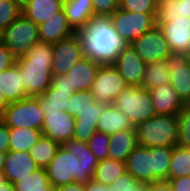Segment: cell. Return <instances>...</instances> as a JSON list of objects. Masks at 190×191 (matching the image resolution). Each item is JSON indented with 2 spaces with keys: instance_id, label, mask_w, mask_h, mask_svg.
Returning a JSON list of instances; mask_svg holds the SVG:
<instances>
[{
  "instance_id": "1",
  "label": "cell",
  "mask_w": 190,
  "mask_h": 191,
  "mask_svg": "<svg viewBox=\"0 0 190 191\" xmlns=\"http://www.w3.org/2000/svg\"><path fill=\"white\" fill-rule=\"evenodd\" d=\"M84 57L101 65L113 64L127 45L116 32L110 16L95 15L78 31Z\"/></svg>"
},
{
  "instance_id": "2",
  "label": "cell",
  "mask_w": 190,
  "mask_h": 191,
  "mask_svg": "<svg viewBox=\"0 0 190 191\" xmlns=\"http://www.w3.org/2000/svg\"><path fill=\"white\" fill-rule=\"evenodd\" d=\"M21 69L27 96L42 95L51 84L53 44L37 42L27 54L16 60Z\"/></svg>"
},
{
  "instance_id": "3",
  "label": "cell",
  "mask_w": 190,
  "mask_h": 191,
  "mask_svg": "<svg viewBox=\"0 0 190 191\" xmlns=\"http://www.w3.org/2000/svg\"><path fill=\"white\" fill-rule=\"evenodd\" d=\"M137 145L147 148L178 145L177 115H154L135 126Z\"/></svg>"
},
{
  "instance_id": "4",
  "label": "cell",
  "mask_w": 190,
  "mask_h": 191,
  "mask_svg": "<svg viewBox=\"0 0 190 191\" xmlns=\"http://www.w3.org/2000/svg\"><path fill=\"white\" fill-rule=\"evenodd\" d=\"M44 116L38 97L28 96L9 103L0 115V119L9 128L27 127L42 130Z\"/></svg>"
},
{
  "instance_id": "5",
  "label": "cell",
  "mask_w": 190,
  "mask_h": 191,
  "mask_svg": "<svg viewBox=\"0 0 190 191\" xmlns=\"http://www.w3.org/2000/svg\"><path fill=\"white\" fill-rule=\"evenodd\" d=\"M1 40L13 56L19 59L40 41L38 25L21 14L1 33Z\"/></svg>"
},
{
  "instance_id": "6",
  "label": "cell",
  "mask_w": 190,
  "mask_h": 191,
  "mask_svg": "<svg viewBox=\"0 0 190 191\" xmlns=\"http://www.w3.org/2000/svg\"><path fill=\"white\" fill-rule=\"evenodd\" d=\"M113 105L130 118L134 126L156 115L148 90L128 85Z\"/></svg>"
},
{
  "instance_id": "7",
  "label": "cell",
  "mask_w": 190,
  "mask_h": 191,
  "mask_svg": "<svg viewBox=\"0 0 190 191\" xmlns=\"http://www.w3.org/2000/svg\"><path fill=\"white\" fill-rule=\"evenodd\" d=\"M110 17L116 32L127 44L157 24L156 13H135L118 8Z\"/></svg>"
},
{
  "instance_id": "8",
  "label": "cell",
  "mask_w": 190,
  "mask_h": 191,
  "mask_svg": "<svg viewBox=\"0 0 190 191\" xmlns=\"http://www.w3.org/2000/svg\"><path fill=\"white\" fill-rule=\"evenodd\" d=\"M127 86L124 78L112 64L101 65L90 91L95 95L98 102L111 105L118 94Z\"/></svg>"
},
{
  "instance_id": "9",
  "label": "cell",
  "mask_w": 190,
  "mask_h": 191,
  "mask_svg": "<svg viewBox=\"0 0 190 191\" xmlns=\"http://www.w3.org/2000/svg\"><path fill=\"white\" fill-rule=\"evenodd\" d=\"M130 45L145 63L164 61L172 53L157 24Z\"/></svg>"
},
{
  "instance_id": "10",
  "label": "cell",
  "mask_w": 190,
  "mask_h": 191,
  "mask_svg": "<svg viewBox=\"0 0 190 191\" xmlns=\"http://www.w3.org/2000/svg\"><path fill=\"white\" fill-rule=\"evenodd\" d=\"M61 146L72 153L74 182L85 184L92 179L99 161L89 149L88 143L71 139Z\"/></svg>"
},
{
  "instance_id": "11",
  "label": "cell",
  "mask_w": 190,
  "mask_h": 191,
  "mask_svg": "<svg viewBox=\"0 0 190 191\" xmlns=\"http://www.w3.org/2000/svg\"><path fill=\"white\" fill-rule=\"evenodd\" d=\"M82 58L84 55L78 32H74L53 44L52 75L67 74V71Z\"/></svg>"
},
{
  "instance_id": "12",
  "label": "cell",
  "mask_w": 190,
  "mask_h": 191,
  "mask_svg": "<svg viewBox=\"0 0 190 191\" xmlns=\"http://www.w3.org/2000/svg\"><path fill=\"white\" fill-rule=\"evenodd\" d=\"M165 62L171 71L169 84L184 103H190V55L171 53Z\"/></svg>"
},
{
  "instance_id": "13",
  "label": "cell",
  "mask_w": 190,
  "mask_h": 191,
  "mask_svg": "<svg viewBox=\"0 0 190 191\" xmlns=\"http://www.w3.org/2000/svg\"><path fill=\"white\" fill-rule=\"evenodd\" d=\"M75 117L66 111H46L42 126V135L59 144L73 139Z\"/></svg>"
},
{
  "instance_id": "14",
  "label": "cell",
  "mask_w": 190,
  "mask_h": 191,
  "mask_svg": "<svg viewBox=\"0 0 190 191\" xmlns=\"http://www.w3.org/2000/svg\"><path fill=\"white\" fill-rule=\"evenodd\" d=\"M112 65L117 69L128 85H142L146 63L130 44H127L123 48Z\"/></svg>"
},
{
  "instance_id": "15",
  "label": "cell",
  "mask_w": 190,
  "mask_h": 191,
  "mask_svg": "<svg viewBox=\"0 0 190 191\" xmlns=\"http://www.w3.org/2000/svg\"><path fill=\"white\" fill-rule=\"evenodd\" d=\"M172 53L190 55V18H176L170 23H157Z\"/></svg>"
},
{
  "instance_id": "16",
  "label": "cell",
  "mask_w": 190,
  "mask_h": 191,
  "mask_svg": "<svg viewBox=\"0 0 190 191\" xmlns=\"http://www.w3.org/2000/svg\"><path fill=\"white\" fill-rule=\"evenodd\" d=\"M49 182L55 187L74 182L72 153L60 146L55 157L45 167Z\"/></svg>"
},
{
  "instance_id": "17",
  "label": "cell",
  "mask_w": 190,
  "mask_h": 191,
  "mask_svg": "<svg viewBox=\"0 0 190 191\" xmlns=\"http://www.w3.org/2000/svg\"><path fill=\"white\" fill-rule=\"evenodd\" d=\"M39 167L27 151H8L3 173L12 184L17 183Z\"/></svg>"
},
{
  "instance_id": "18",
  "label": "cell",
  "mask_w": 190,
  "mask_h": 191,
  "mask_svg": "<svg viewBox=\"0 0 190 191\" xmlns=\"http://www.w3.org/2000/svg\"><path fill=\"white\" fill-rule=\"evenodd\" d=\"M156 115H177L184 107V102L170 85L158 86L148 90Z\"/></svg>"
},
{
  "instance_id": "19",
  "label": "cell",
  "mask_w": 190,
  "mask_h": 191,
  "mask_svg": "<svg viewBox=\"0 0 190 191\" xmlns=\"http://www.w3.org/2000/svg\"><path fill=\"white\" fill-rule=\"evenodd\" d=\"M127 172L138 182L153 183V170H151V147L137 145L129 154L126 161Z\"/></svg>"
},
{
  "instance_id": "20",
  "label": "cell",
  "mask_w": 190,
  "mask_h": 191,
  "mask_svg": "<svg viewBox=\"0 0 190 191\" xmlns=\"http://www.w3.org/2000/svg\"><path fill=\"white\" fill-rule=\"evenodd\" d=\"M104 108L105 104L97 102L79 111L75 117L73 139L87 143L90 137L97 132V122Z\"/></svg>"
},
{
  "instance_id": "21",
  "label": "cell",
  "mask_w": 190,
  "mask_h": 191,
  "mask_svg": "<svg viewBox=\"0 0 190 191\" xmlns=\"http://www.w3.org/2000/svg\"><path fill=\"white\" fill-rule=\"evenodd\" d=\"M101 64L84 57L67 71V78L73 90H90Z\"/></svg>"
},
{
  "instance_id": "22",
  "label": "cell",
  "mask_w": 190,
  "mask_h": 191,
  "mask_svg": "<svg viewBox=\"0 0 190 191\" xmlns=\"http://www.w3.org/2000/svg\"><path fill=\"white\" fill-rule=\"evenodd\" d=\"M63 10L74 32L83 29L95 16L92 0H64Z\"/></svg>"
},
{
  "instance_id": "23",
  "label": "cell",
  "mask_w": 190,
  "mask_h": 191,
  "mask_svg": "<svg viewBox=\"0 0 190 191\" xmlns=\"http://www.w3.org/2000/svg\"><path fill=\"white\" fill-rule=\"evenodd\" d=\"M39 40L44 43L56 44L64 37L74 33L70 27L63 8L46 22L38 26Z\"/></svg>"
},
{
  "instance_id": "24",
  "label": "cell",
  "mask_w": 190,
  "mask_h": 191,
  "mask_svg": "<svg viewBox=\"0 0 190 191\" xmlns=\"http://www.w3.org/2000/svg\"><path fill=\"white\" fill-rule=\"evenodd\" d=\"M20 74L21 69L17 63L0 72V90L8 103H14L28 97Z\"/></svg>"
},
{
  "instance_id": "25",
  "label": "cell",
  "mask_w": 190,
  "mask_h": 191,
  "mask_svg": "<svg viewBox=\"0 0 190 191\" xmlns=\"http://www.w3.org/2000/svg\"><path fill=\"white\" fill-rule=\"evenodd\" d=\"M64 0H29L22 7V15L36 25L46 22L63 8Z\"/></svg>"
},
{
  "instance_id": "26",
  "label": "cell",
  "mask_w": 190,
  "mask_h": 191,
  "mask_svg": "<svg viewBox=\"0 0 190 191\" xmlns=\"http://www.w3.org/2000/svg\"><path fill=\"white\" fill-rule=\"evenodd\" d=\"M126 129H135L130 118L122 111H119L113 104L105 105L103 113L97 122V131L110 136Z\"/></svg>"
},
{
  "instance_id": "27",
  "label": "cell",
  "mask_w": 190,
  "mask_h": 191,
  "mask_svg": "<svg viewBox=\"0 0 190 191\" xmlns=\"http://www.w3.org/2000/svg\"><path fill=\"white\" fill-rule=\"evenodd\" d=\"M137 146L136 130L126 129L110 135L108 158L126 161Z\"/></svg>"
},
{
  "instance_id": "28",
  "label": "cell",
  "mask_w": 190,
  "mask_h": 191,
  "mask_svg": "<svg viewBox=\"0 0 190 191\" xmlns=\"http://www.w3.org/2000/svg\"><path fill=\"white\" fill-rule=\"evenodd\" d=\"M180 17L190 18V0H158L157 23H170Z\"/></svg>"
},
{
  "instance_id": "29",
  "label": "cell",
  "mask_w": 190,
  "mask_h": 191,
  "mask_svg": "<svg viewBox=\"0 0 190 191\" xmlns=\"http://www.w3.org/2000/svg\"><path fill=\"white\" fill-rule=\"evenodd\" d=\"M75 92L73 89L64 90L49 87L42 95L37 96L44 115L46 111L60 110L69 112L70 99Z\"/></svg>"
},
{
  "instance_id": "30",
  "label": "cell",
  "mask_w": 190,
  "mask_h": 191,
  "mask_svg": "<svg viewBox=\"0 0 190 191\" xmlns=\"http://www.w3.org/2000/svg\"><path fill=\"white\" fill-rule=\"evenodd\" d=\"M170 69L164 61L147 62L141 87L155 89L170 83Z\"/></svg>"
},
{
  "instance_id": "31",
  "label": "cell",
  "mask_w": 190,
  "mask_h": 191,
  "mask_svg": "<svg viewBox=\"0 0 190 191\" xmlns=\"http://www.w3.org/2000/svg\"><path fill=\"white\" fill-rule=\"evenodd\" d=\"M61 144L42 135L31 147L29 154L39 168H45L57 154Z\"/></svg>"
},
{
  "instance_id": "32",
  "label": "cell",
  "mask_w": 190,
  "mask_h": 191,
  "mask_svg": "<svg viewBox=\"0 0 190 191\" xmlns=\"http://www.w3.org/2000/svg\"><path fill=\"white\" fill-rule=\"evenodd\" d=\"M125 172H127V167L124 161L106 158L98 162L93 179L99 183L110 185Z\"/></svg>"
},
{
  "instance_id": "33",
  "label": "cell",
  "mask_w": 190,
  "mask_h": 191,
  "mask_svg": "<svg viewBox=\"0 0 190 191\" xmlns=\"http://www.w3.org/2000/svg\"><path fill=\"white\" fill-rule=\"evenodd\" d=\"M42 131L38 129L10 128L9 148L10 151H27L39 140Z\"/></svg>"
},
{
  "instance_id": "34",
  "label": "cell",
  "mask_w": 190,
  "mask_h": 191,
  "mask_svg": "<svg viewBox=\"0 0 190 191\" xmlns=\"http://www.w3.org/2000/svg\"><path fill=\"white\" fill-rule=\"evenodd\" d=\"M171 156V147H151V170H153V183L155 181L168 180Z\"/></svg>"
},
{
  "instance_id": "35",
  "label": "cell",
  "mask_w": 190,
  "mask_h": 191,
  "mask_svg": "<svg viewBox=\"0 0 190 191\" xmlns=\"http://www.w3.org/2000/svg\"><path fill=\"white\" fill-rule=\"evenodd\" d=\"M190 175V148L176 145L172 148L168 179Z\"/></svg>"
},
{
  "instance_id": "36",
  "label": "cell",
  "mask_w": 190,
  "mask_h": 191,
  "mask_svg": "<svg viewBox=\"0 0 190 191\" xmlns=\"http://www.w3.org/2000/svg\"><path fill=\"white\" fill-rule=\"evenodd\" d=\"M49 183L45 168H38L13 185L16 191H44Z\"/></svg>"
},
{
  "instance_id": "37",
  "label": "cell",
  "mask_w": 190,
  "mask_h": 191,
  "mask_svg": "<svg viewBox=\"0 0 190 191\" xmlns=\"http://www.w3.org/2000/svg\"><path fill=\"white\" fill-rule=\"evenodd\" d=\"M178 145L190 148V103H185L177 114Z\"/></svg>"
},
{
  "instance_id": "38",
  "label": "cell",
  "mask_w": 190,
  "mask_h": 191,
  "mask_svg": "<svg viewBox=\"0 0 190 191\" xmlns=\"http://www.w3.org/2000/svg\"><path fill=\"white\" fill-rule=\"evenodd\" d=\"M22 14V8L12 0L0 1V33Z\"/></svg>"
},
{
  "instance_id": "39",
  "label": "cell",
  "mask_w": 190,
  "mask_h": 191,
  "mask_svg": "<svg viewBox=\"0 0 190 191\" xmlns=\"http://www.w3.org/2000/svg\"><path fill=\"white\" fill-rule=\"evenodd\" d=\"M95 95L90 90L76 91L73 93L69 104V114L73 117L83 110L85 107H90L92 104L97 103Z\"/></svg>"
},
{
  "instance_id": "40",
  "label": "cell",
  "mask_w": 190,
  "mask_h": 191,
  "mask_svg": "<svg viewBox=\"0 0 190 191\" xmlns=\"http://www.w3.org/2000/svg\"><path fill=\"white\" fill-rule=\"evenodd\" d=\"M110 136L97 131L87 142L89 149L93 152L98 161H103L108 158Z\"/></svg>"
},
{
  "instance_id": "41",
  "label": "cell",
  "mask_w": 190,
  "mask_h": 191,
  "mask_svg": "<svg viewBox=\"0 0 190 191\" xmlns=\"http://www.w3.org/2000/svg\"><path fill=\"white\" fill-rule=\"evenodd\" d=\"M119 8L135 13H157L158 0H120Z\"/></svg>"
},
{
  "instance_id": "42",
  "label": "cell",
  "mask_w": 190,
  "mask_h": 191,
  "mask_svg": "<svg viewBox=\"0 0 190 191\" xmlns=\"http://www.w3.org/2000/svg\"><path fill=\"white\" fill-rule=\"evenodd\" d=\"M139 182L129 173L125 172L119 176L113 183L108 185L110 191H133V188Z\"/></svg>"
},
{
  "instance_id": "43",
  "label": "cell",
  "mask_w": 190,
  "mask_h": 191,
  "mask_svg": "<svg viewBox=\"0 0 190 191\" xmlns=\"http://www.w3.org/2000/svg\"><path fill=\"white\" fill-rule=\"evenodd\" d=\"M94 14L97 16H111L118 8L120 0H92Z\"/></svg>"
},
{
  "instance_id": "44",
  "label": "cell",
  "mask_w": 190,
  "mask_h": 191,
  "mask_svg": "<svg viewBox=\"0 0 190 191\" xmlns=\"http://www.w3.org/2000/svg\"><path fill=\"white\" fill-rule=\"evenodd\" d=\"M16 58L3 44L0 45V72L16 64Z\"/></svg>"
},
{
  "instance_id": "45",
  "label": "cell",
  "mask_w": 190,
  "mask_h": 191,
  "mask_svg": "<svg viewBox=\"0 0 190 191\" xmlns=\"http://www.w3.org/2000/svg\"><path fill=\"white\" fill-rule=\"evenodd\" d=\"M172 191H190V175L168 179Z\"/></svg>"
},
{
  "instance_id": "46",
  "label": "cell",
  "mask_w": 190,
  "mask_h": 191,
  "mask_svg": "<svg viewBox=\"0 0 190 191\" xmlns=\"http://www.w3.org/2000/svg\"><path fill=\"white\" fill-rule=\"evenodd\" d=\"M10 128L0 119V152L7 153L9 148Z\"/></svg>"
},
{
  "instance_id": "47",
  "label": "cell",
  "mask_w": 190,
  "mask_h": 191,
  "mask_svg": "<svg viewBox=\"0 0 190 191\" xmlns=\"http://www.w3.org/2000/svg\"><path fill=\"white\" fill-rule=\"evenodd\" d=\"M50 87L53 89H73L69 83V80L65 75H52Z\"/></svg>"
},
{
  "instance_id": "48",
  "label": "cell",
  "mask_w": 190,
  "mask_h": 191,
  "mask_svg": "<svg viewBox=\"0 0 190 191\" xmlns=\"http://www.w3.org/2000/svg\"><path fill=\"white\" fill-rule=\"evenodd\" d=\"M84 191H110L108 185L99 183L93 178L84 184Z\"/></svg>"
},
{
  "instance_id": "49",
  "label": "cell",
  "mask_w": 190,
  "mask_h": 191,
  "mask_svg": "<svg viewBox=\"0 0 190 191\" xmlns=\"http://www.w3.org/2000/svg\"><path fill=\"white\" fill-rule=\"evenodd\" d=\"M151 191H172V188L168 182L166 181H155L154 183H150Z\"/></svg>"
},
{
  "instance_id": "50",
  "label": "cell",
  "mask_w": 190,
  "mask_h": 191,
  "mask_svg": "<svg viewBox=\"0 0 190 191\" xmlns=\"http://www.w3.org/2000/svg\"><path fill=\"white\" fill-rule=\"evenodd\" d=\"M57 191H84V184L73 182L57 187Z\"/></svg>"
},
{
  "instance_id": "51",
  "label": "cell",
  "mask_w": 190,
  "mask_h": 191,
  "mask_svg": "<svg viewBox=\"0 0 190 191\" xmlns=\"http://www.w3.org/2000/svg\"><path fill=\"white\" fill-rule=\"evenodd\" d=\"M0 191H16L14 185L6 179L3 171H0Z\"/></svg>"
},
{
  "instance_id": "52",
  "label": "cell",
  "mask_w": 190,
  "mask_h": 191,
  "mask_svg": "<svg viewBox=\"0 0 190 191\" xmlns=\"http://www.w3.org/2000/svg\"><path fill=\"white\" fill-rule=\"evenodd\" d=\"M133 191H151L150 184L139 182L134 188Z\"/></svg>"
},
{
  "instance_id": "53",
  "label": "cell",
  "mask_w": 190,
  "mask_h": 191,
  "mask_svg": "<svg viewBox=\"0 0 190 191\" xmlns=\"http://www.w3.org/2000/svg\"><path fill=\"white\" fill-rule=\"evenodd\" d=\"M9 103L7 102L5 96L3 95V93L0 90V115L2 114V112L4 111V109L6 108V106Z\"/></svg>"
},
{
  "instance_id": "54",
  "label": "cell",
  "mask_w": 190,
  "mask_h": 191,
  "mask_svg": "<svg viewBox=\"0 0 190 191\" xmlns=\"http://www.w3.org/2000/svg\"><path fill=\"white\" fill-rule=\"evenodd\" d=\"M6 160V153L0 152V171L4 170Z\"/></svg>"
},
{
  "instance_id": "55",
  "label": "cell",
  "mask_w": 190,
  "mask_h": 191,
  "mask_svg": "<svg viewBox=\"0 0 190 191\" xmlns=\"http://www.w3.org/2000/svg\"><path fill=\"white\" fill-rule=\"evenodd\" d=\"M12 1H14L22 8L29 0H12Z\"/></svg>"
},
{
  "instance_id": "56",
  "label": "cell",
  "mask_w": 190,
  "mask_h": 191,
  "mask_svg": "<svg viewBox=\"0 0 190 191\" xmlns=\"http://www.w3.org/2000/svg\"><path fill=\"white\" fill-rule=\"evenodd\" d=\"M44 191H57V187H55L53 184L49 183L47 185V190Z\"/></svg>"
},
{
  "instance_id": "57",
  "label": "cell",
  "mask_w": 190,
  "mask_h": 191,
  "mask_svg": "<svg viewBox=\"0 0 190 191\" xmlns=\"http://www.w3.org/2000/svg\"><path fill=\"white\" fill-rule=\"evenodd\" d=\"M2 44V40H1V33H0V45Z\"/></svg>"
}]
</instances>
